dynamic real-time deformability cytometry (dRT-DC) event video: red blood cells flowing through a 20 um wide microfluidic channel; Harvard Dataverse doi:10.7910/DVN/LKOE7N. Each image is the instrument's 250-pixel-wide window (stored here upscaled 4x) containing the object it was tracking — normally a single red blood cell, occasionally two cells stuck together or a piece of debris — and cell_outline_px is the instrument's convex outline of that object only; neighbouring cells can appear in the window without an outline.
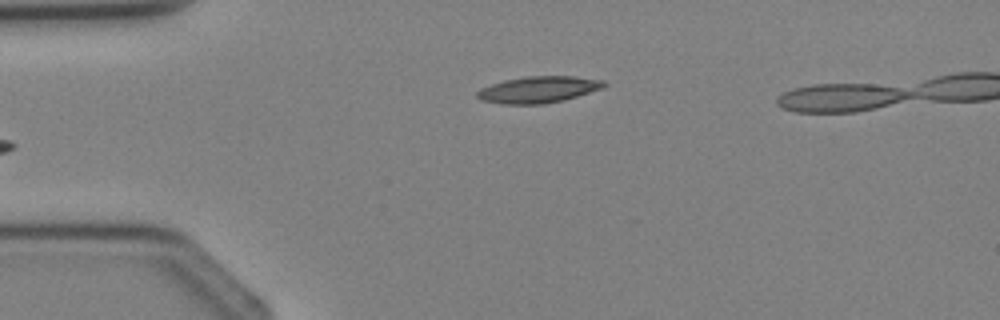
{"species": "Egyptian fruit bat (a non-hibernating species)", "species_latin": "Rousettus aegyptiacus", "temperature_condition": "cold", "stored_images_in_passage": 3, "camera_frame_rate_fps": 3000, "um_per_image_px": 0.085, "animal": {"sex": "female"}, "frame": {"image": 1, "passage_image": 3, "time_ms": 2.667, "image_size_px": [1000, 320], "cell_outline_px": [[608, 84], [604, 88], [564, 100], [544, 104], [500, 104], [480, 100], [476, 96], [476, 92], [480, 88], [504, 80], [528, 76], [572, 76], [604, 80]], "centroid_in_image_um": [45.77, 7.62], "position_along_channel_um": 39.2, "area_um2": 19.77}}